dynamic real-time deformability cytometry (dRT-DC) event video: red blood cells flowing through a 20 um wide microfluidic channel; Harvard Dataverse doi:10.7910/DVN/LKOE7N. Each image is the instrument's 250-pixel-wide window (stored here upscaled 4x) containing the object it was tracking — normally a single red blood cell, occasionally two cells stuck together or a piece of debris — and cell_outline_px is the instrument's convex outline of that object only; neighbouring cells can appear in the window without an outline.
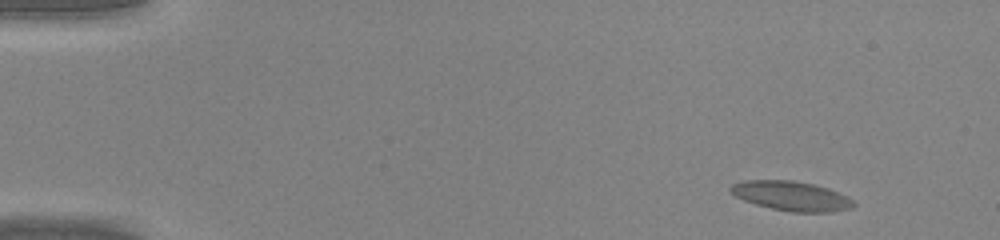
{"species": "common noctule bat (a hibernating species)", "species_latin": "Nyctalus noctula", "temperature_condition": "warm", "stored_images_in_passage": 45, "camera_frame_rate_fps": 3000, "um_per_image_px": 0.085, "animal": {"sex": "male", "body_mass_g": 20.0, "forearm_length_mm": 53.3}, "frame": {"image": 1, "passage_image": 2, "time_ms": 0.333, "image_size_px": [1000, 240], "cell_outline_px": [[856, 204], [852, 208], [832, 212], [792, 212], [772, 208], [756, 204], [744, 200], [736, 196], [728, 188], [732, 184], [744, 180], [792, 180], [812, 184], [828, 188], [848, 196]], "centroid_in_image_um": [67.29, 16.65], "position_along_channel_um": 17.7, "area_um2": 21.1}}
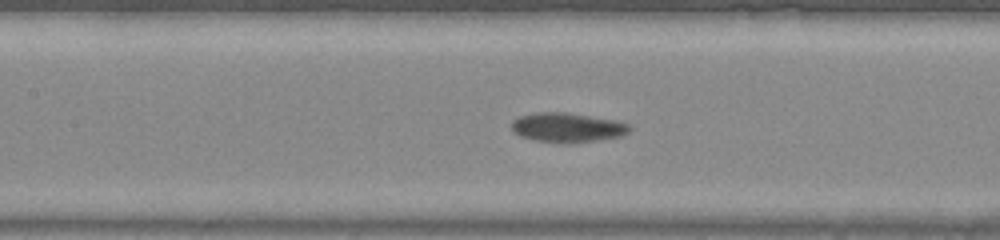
{"frame": {"image": 2, "passage_image": 20, "time_ms": 6.333, "image_size_px": [1000, 240], "cell_outline_px": [[632, 128], [628, 132], [620, 136], [596, 140], [568, 144], [560, 144], [532, 140], [520, 136], [512, 128], [512, 120], [520, 116], [536, 112], [564, 112], [612, 120], [628, 124]], "centroid_in_image_um": [48.18, 10.85], "position_along_channel_um": 159.2, "area_um2": 20.17}}
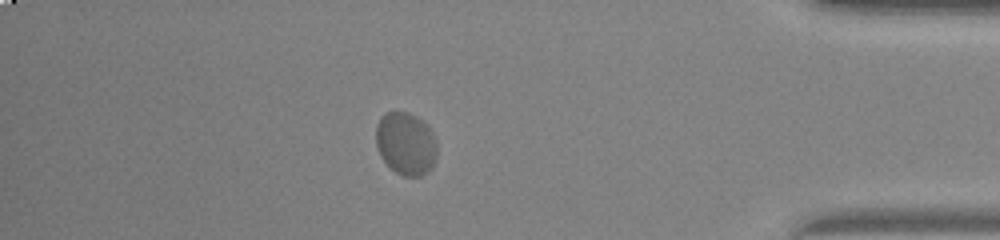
{"frame": {"image": 3, "passage_image": 39, "time_ms": 12.667, "image_size_px": [1000, 240], "cell_outline_px": [[436, 160], [432, 168], [428, 172], [420, 176], [400, 176], [380, 156], [376, 148], [376, 124], [380, 116], [384, 112], [408, 112], [416, 116], [428, 124], [432, 132], [436, 144]], "centroid_in_image_um": [34.49, 12.2], "position_along_channel_um": 400.7, "area_um2": 22.66}}